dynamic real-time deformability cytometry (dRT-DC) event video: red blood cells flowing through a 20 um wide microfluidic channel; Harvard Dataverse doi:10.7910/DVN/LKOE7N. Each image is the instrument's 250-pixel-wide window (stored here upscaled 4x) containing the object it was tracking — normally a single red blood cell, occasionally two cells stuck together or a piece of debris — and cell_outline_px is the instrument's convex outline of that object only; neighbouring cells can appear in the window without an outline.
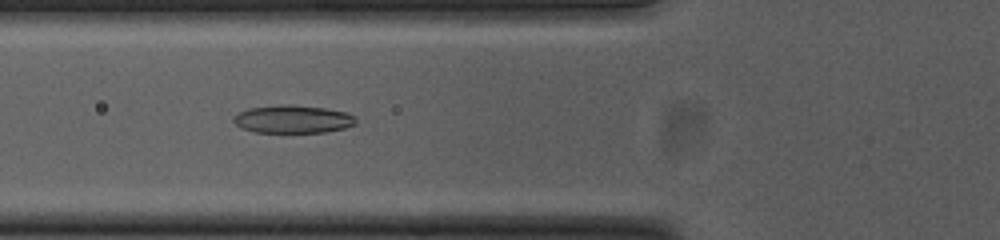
{"species": "common noctule bat (a hibernating species)", "species_latin": "Nyctalus noctula", "temperature_condition": "cold", "stored_images_in_passage": 54, "camera_frame_rate_fps": 3000, "um_per_image_px": 0.085, "animal": {"sex": "female", "body_mass_g": 23.0, "forearm_length_mm": 53.4}, "frame": {"image": 1, "passage_image": 20, "time_ms": 6.333, "image_size_px": [1000, 240], "cell_outline_px": [[356, 124], [344, 128], [324, 132], [256, 132], [240, 128], [232, 120], [232, 116], [248, 108], [280, 104], [292, 104], [324, 108], [344, 112], [356, 116]], "centroid_in_image_um": [24.86, 10.12], "position_along_channel_um": 100.9, "area_um2": 20.0}}
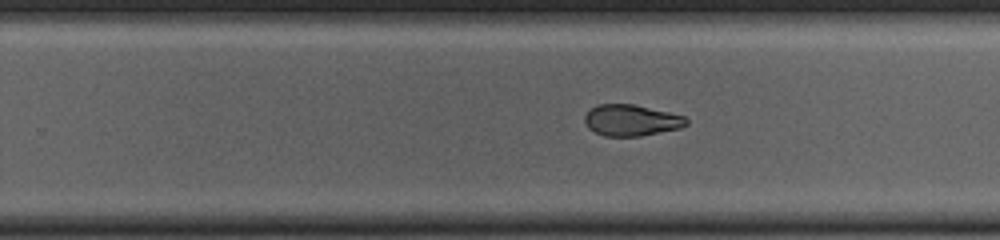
{"frame": {"image": 2, "passage_image": 34, "time_ms": 11.0, "image_size_px": [1000, 240], "cell_outline_px": [[688, 124], [680, 128], [640, 136], [604, 136], [588, 128], [584, 120], [584, 116], [596, 104], [632, 104], [668, 112], [684, 116], [688, 120]], "centroid_in_image_um": [53.65, 10.22], "position_along_channel_um": 276.2, "area_um2": 18.38}}
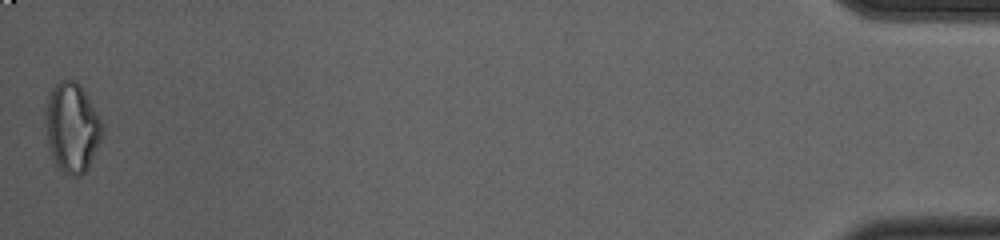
{"frame": {"image": 3, "passage_image": 54, "time_ms": 17.667, "image_size_px": [1000, 240], "cell_outline_px": [[104, 128], [100, 140], [88, 168], [80, 176], [64, 176], [56, 164], [48, 148], [44, 124], [44, 116], [48, 92], [60, 80], [76, 80], [80, 84], [92, 104]], "centroid_in_image_um": [6.08, 10.85], "position_along_channel_um": 429.1, "area_um2": 30.0}, "authors_computed_cell_mechanics": {"area_um2": 20.6057, "velocity_mm_per_s": 3.7587, "shape_relaxation_time_tau1_ms": 6.8406, "shape_relaxation_time_tau2_ms": 3.7432, "deformation_change_tau1": 0.1674, "deformation_change_tau2": 0.0954}}